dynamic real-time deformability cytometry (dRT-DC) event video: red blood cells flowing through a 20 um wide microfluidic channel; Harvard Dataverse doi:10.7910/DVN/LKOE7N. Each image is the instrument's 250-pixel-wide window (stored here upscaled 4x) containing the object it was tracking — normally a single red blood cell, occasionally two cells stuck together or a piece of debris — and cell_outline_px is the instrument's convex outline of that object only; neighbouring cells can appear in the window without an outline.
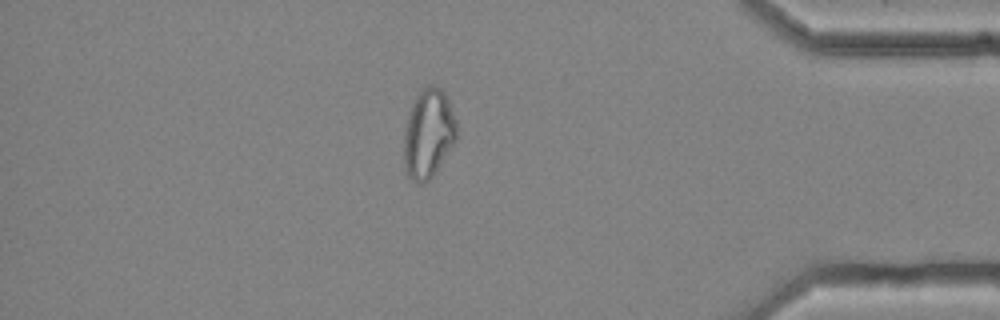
{"species": "common noctule bat (a hibernating species)", "species_latin": "Nyctalus noctula", "temperature_condition": "cold", "stored_images_in_passage": 58, "camera_frame_rate_fps": 3000, "um_per_image_px": 0.085, "animal": {"sex": "female", "body_mass_g": 25.1}, "frame": {"image": 1, "passage_image": 50, "time_ms": 16.333, "image_size_px": [1000, 320], "cell_outline_px": [[456, 140], [432, 176], [424, 184], [420, 184], [412, 180], [404, 172], [404, 136], [408, 116], [412, 104], [416, 96], [428, 84], [432, 84], [440, 88], [444, 92], [448, 100], [456, 120]], "centroid_in_image_um": [36.4, 11.37], "position_along_channel_um": 398.8, "area_um2": 27.17}, "authors_computed_cell_mechanics": {"area_um2": 27.3105, "velocity_mm_per_s": 3.5723, "shape_relaxation_time_tau1_ms": null, "shape_relaxation_time_tau2_ms": 1.9709, "deformation_change_tau1": null, "deformation_change_tau2": 0.0816}}